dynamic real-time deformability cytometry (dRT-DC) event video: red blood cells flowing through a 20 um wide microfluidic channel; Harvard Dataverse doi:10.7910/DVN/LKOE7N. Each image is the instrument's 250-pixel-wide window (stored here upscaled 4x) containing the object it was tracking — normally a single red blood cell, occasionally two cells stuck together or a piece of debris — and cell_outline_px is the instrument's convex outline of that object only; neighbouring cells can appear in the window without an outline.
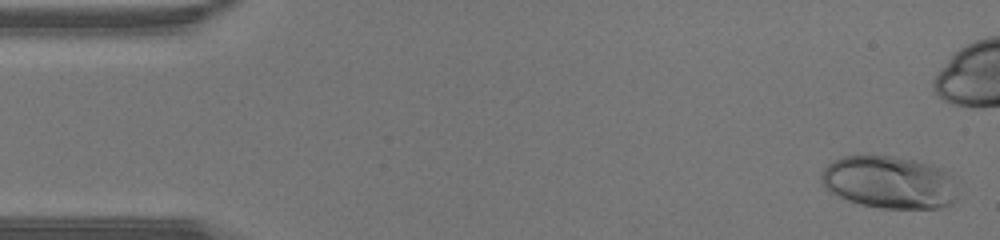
{"species": "human", "species_latin": "Homo sapiens", "temperature_condition": "warm", "stored_images_in_passage": 37, "camera_frame_rate_fps": 3000, "um_per_image_px": 0.085, "donor": {"sex": "male"}, "frame": {"image": 1, "passage_image": 2, "time_ms": 0.333, "image_size_px": [1000, 240], "cell_outline_px": [[956, 200], [952, 204], [940, 208], [880, 208], [860, 204], [848, 200], [824, 188], [820, 180], [820, 172], [828, 164], [844, 156], [892, 156], [916, 160], [932, 164], [940, 168], [952, 176], [956, 196]], "centroid_in_image_um": [75.58, 15.5], "position_along_channel_um": 9.4, "area_um2": 41.79}}
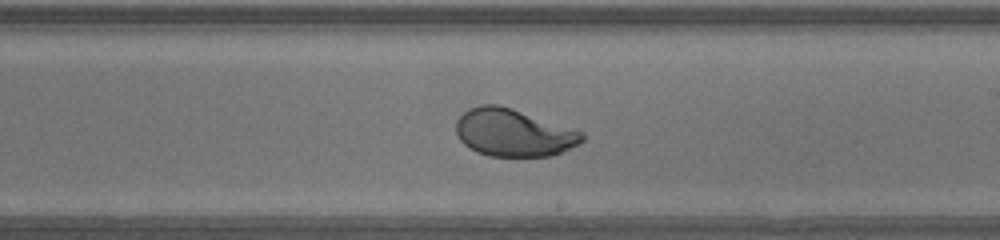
{"frame": {"image": 2, "passage_image": 26, "time_ms": 8.333, "image_size_px": [1000, 240], "cell_outline_px": [[584, 140], [580, 144], [552, 156], [488, 156], [476, 152], [464, 144], [460, 140], [456, 132], [456, 120], [468, 108], [480, 104], [496, 104], [512, 108], [576, 128], [584, 132]], "centroid_in_image_um": [43.68, 11.27], "position_along_channel_um": 245.3, "area_um2": 35.37}}
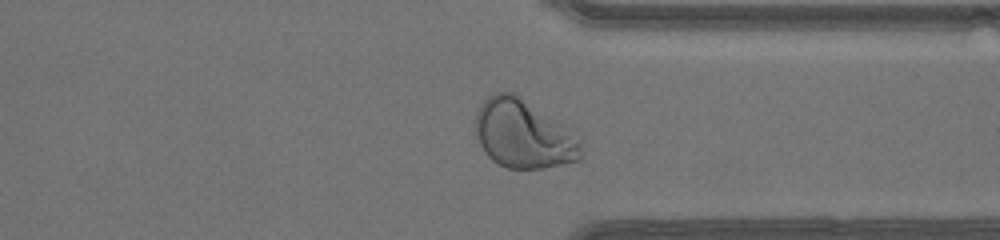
{"frame": {"image": 3, "passage_image": 34, "time_ms": 11.0, "image_size_px": [1000, 240], "cell_outline_px": [[580, 160], [544, 168], [508, 168], [492, 160], [484, 152], [480, 144], [476, 132], [476, 112], [480, 104], [488, 96], [496, 92], [516, 92], [560, 124], [580, 144]], "centroid_in_image_um": [44.41, 11.38], "position_along_channel_um": 367.0, "area_um2": 41.27}}